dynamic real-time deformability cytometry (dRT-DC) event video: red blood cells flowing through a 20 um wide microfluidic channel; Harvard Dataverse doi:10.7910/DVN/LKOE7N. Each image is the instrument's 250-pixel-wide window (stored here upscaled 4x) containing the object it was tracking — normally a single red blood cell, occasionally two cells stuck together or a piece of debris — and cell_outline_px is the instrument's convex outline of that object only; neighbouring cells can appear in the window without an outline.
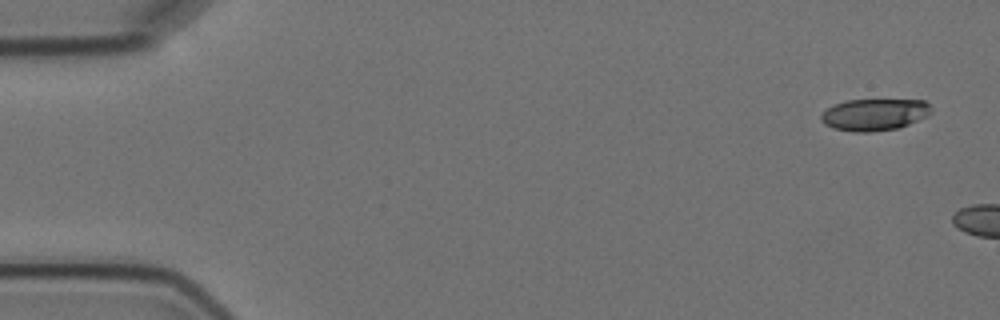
{"species": "Egyptian fruit bat (a non-hibernating species)", "species_latin": "Rousettus aegyptiacus", "temperature_condition": "cold", "stored_images_in_passage": 6, "camera_frame_rate_fps": 3000, "um_per_image_px": 0.085, "animal": {"sex": "female"}, "frame": {"image": 1, "passage_image": 1, "time_ms": 0.0, "image_size_px": [1000, 320], "cell_outline_px": [[932, 112], [928, 116], [908, 124], [896, 128], [868, 132], [852, 132], [832, 128], [824, 124], [820, 120], [820, 116], [832, 104], [844, 100], [924, 100], [932, 108]], "centroid_in_image_um": [74.3, 9.73], "position_along_channel_um": 10.7, "area_um2": 20.52}}
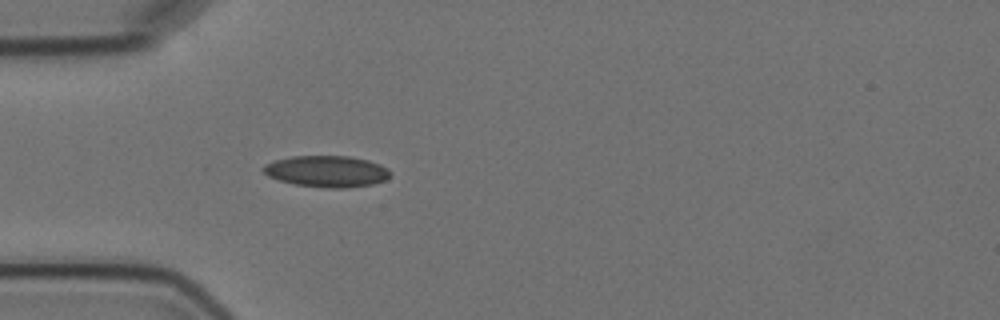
{"frame": {"image": 2, "passage_image": 6, "time_ms": 6.667, "image_size_px": [1000, 320], "cell_outline_px": [[392, 176], [384, 180], [372, 184], [348, 188], [328, 188], [296, 184], [280, 180], [268, 176], [260, 168], [264, 164], [276, 160], [292, 156], [348, 156], [368, 160], [380, 164], [388, 168], [392, 172]], "centroid_in_image_um": [27.8, 14.56], "position_along_channel_um": 57.2, "area_um2": 23.29}}